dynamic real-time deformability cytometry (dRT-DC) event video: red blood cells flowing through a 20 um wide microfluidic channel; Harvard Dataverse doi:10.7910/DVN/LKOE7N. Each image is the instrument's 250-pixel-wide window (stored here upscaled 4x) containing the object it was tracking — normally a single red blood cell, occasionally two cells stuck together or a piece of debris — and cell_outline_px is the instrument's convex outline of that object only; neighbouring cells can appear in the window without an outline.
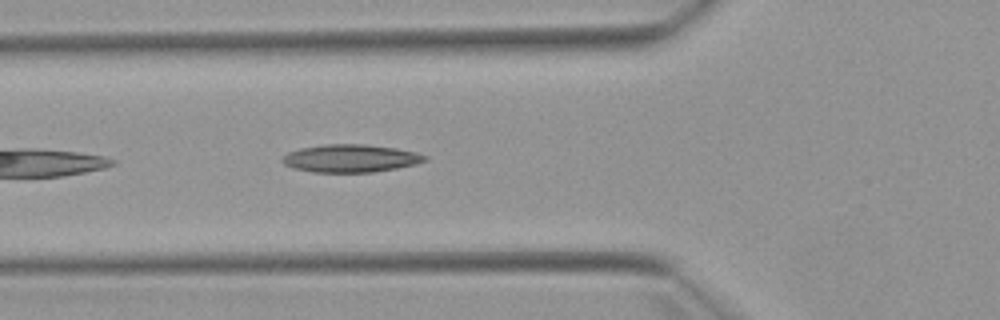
{"species": "Egyptian fruit bat (a non-hibernating species)", "species_latin": "Rousettus aegyptiacus", "temperature_condition": "warm", "stored_images_in_passage": 4, "camera_frame_rate_fps": 3000, "um_per_image_px": 0.085, "animal": {"sex": "female"}, "frame": {"image": 1, "passage_image": 4, "time_ms": 4.0, "image_size_px": [1000, 320], "cell_outline_px": [[428, 160], [416, 164], [396, 168], [372, 172], [312, 172], [292, 168], [284, 164], [280, 160], [288, 152], [300, 148], [324, 144], [364, 144], [396, 148], [416, 152], [428, 156]], "centroid_in_image_um": [29.79, 13.46], "position_along_channel_um": 96.0, "area_um2": 23.18}}